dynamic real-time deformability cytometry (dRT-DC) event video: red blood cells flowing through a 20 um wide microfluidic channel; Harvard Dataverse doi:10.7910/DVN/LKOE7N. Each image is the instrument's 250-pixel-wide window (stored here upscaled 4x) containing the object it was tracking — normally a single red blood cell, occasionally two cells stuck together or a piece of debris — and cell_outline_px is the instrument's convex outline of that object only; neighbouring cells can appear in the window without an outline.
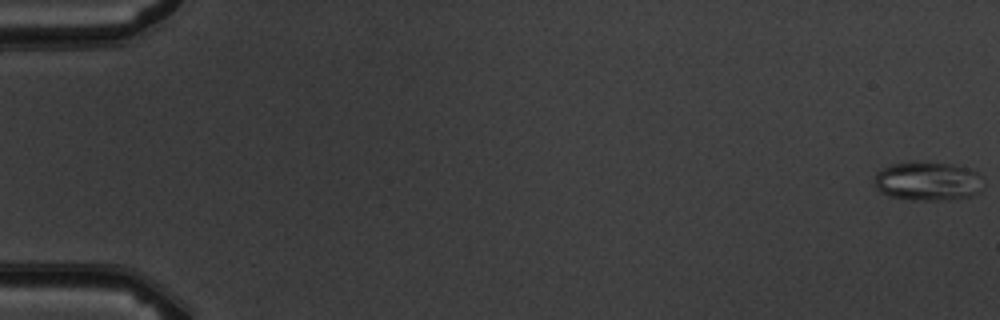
{"species": "common noctule bat (a hibernating species)", "species_latin": "Nyctalus noctula", "temperature_condition": "warm", "stored_images_in_passage": 8, "camera_frame_rate_fps": 3000, "um_per_image_px": 0.085, "animal": {"sex": "male", "body_mass_g": 19.5, "forearm_length_mm": 54.6}, "frame": {"image": 1, "passage_image": 1, "time_ms": 0.0, "image_size_px": [1000, 320], "cell_outline_px": [[984, 176], [980, 192], [972, 196], [948, 200], [912, 200], [888, 196], [880, 192], [876, 188], [876, 172], [892, 164], [912, 160], [948, 164], [972, 168]], "centroid_in_image_um": [78.91, 15.39], "position_along_channel_um": 6.1, "area_um2": 25.26}}
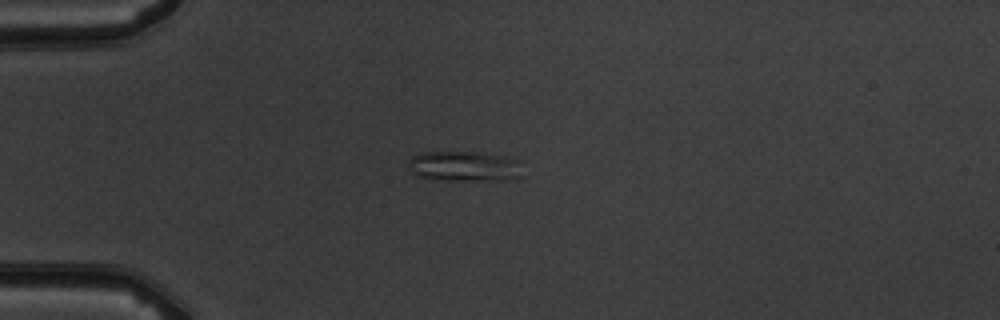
{"frame": {"image": 2, "passage_image": 5, "time_ms": 4.667, "image_size_px": [1000, 320], "cell_outline_px": [[520, 176], [516, 180], [432, 180], [416, 176], [408, 168], [408, 164], [412, 156], [424, 152], [480, 152], [520, 160]], "centroid_in_image_um": [39.45, 14.15], "position_along_channel_um": 45.5, "area_um2": 20.35}}